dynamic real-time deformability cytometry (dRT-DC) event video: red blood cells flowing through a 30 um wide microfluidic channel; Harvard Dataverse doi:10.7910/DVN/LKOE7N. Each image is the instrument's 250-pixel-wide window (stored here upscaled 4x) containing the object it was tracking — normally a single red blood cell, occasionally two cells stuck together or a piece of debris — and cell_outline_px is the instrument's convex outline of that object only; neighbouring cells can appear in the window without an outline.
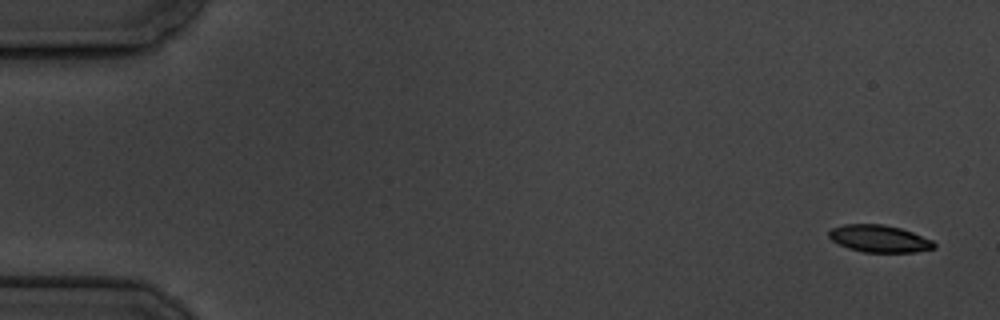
{"species": "common noctule bat (a hibernating species)", "species_latin": "Nyctalus noctula", "temperature_condition": "cold", "stored_images_in_passage": 6, "camera_frame_rate_fps": 3000, "um_per_image_px": 0.085, "animal": {"sex": "male", "body_mass_g": 19.5, "forearm_length_mm": 54.6}, "frame": {"image": 1, "passage_image": 1, "time_ms": 0.0, "image_size_px": [1000, 320], "cell_outline_px": [[936, 248], [916, 252], [864, 252], [848, 248], [832, 240], [828, 236], [828, 232], [832, 228], [844, 224], [884, 224], [900, 228], [912, 232], [932, 240], [936, 244]], "centroid_in_image_um": [74.75, 20.28], "position_along_channel_um": 10.2, "area_um2": 16.65}}
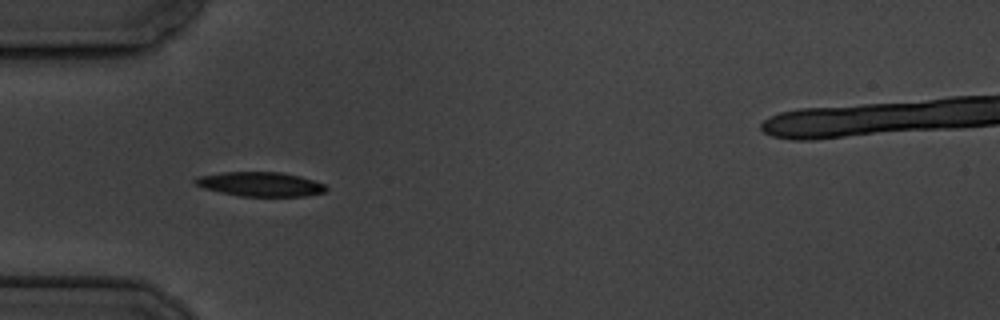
{"frame": {"image": 2, "passage_image": 5, "time_ms": 5.333, "image_size_px": [1000, 320], "cell_outline_px": [[328, 188], [324, 192], [304, 196], [240, 196], [220, 192], [204, 188], [196, 184], [192, 180], [196, 176], [224, 172], [280, 172], [300, 176], [324, 184]], "centroid_in_image_um": [22.1, 15.65], "position_along_channel_um": 62.9, "area_um2": 18.5}}
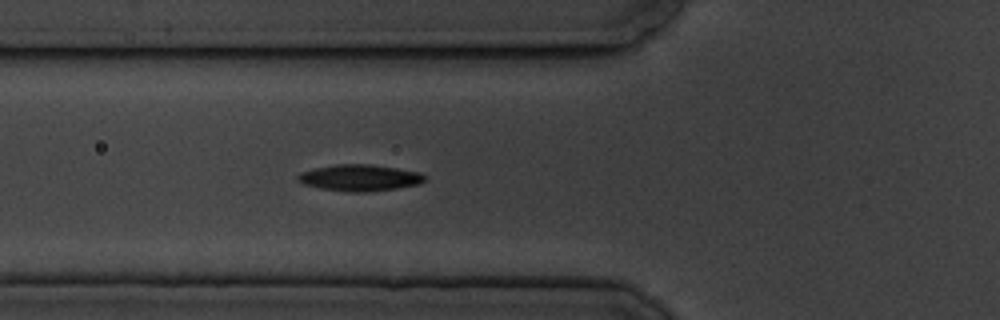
{"frame": {"image": 3, "passage_image": 6, "time_ms": 6.333, "image_size_px": [1000, 320], "cell_outline_px": [[428, 176], [420, 184], [396, 188], [368, 192], [348, 192], [320, 188], [304, 184], [296, 180], [296, 176], [300, 172], [316, 168], [336, 164], [372, 164], [420, 172]], "centroid_in_image_um": [30.58, 15.11], "position_along_channel_um": 95.2, "area_um2": 19.65}}